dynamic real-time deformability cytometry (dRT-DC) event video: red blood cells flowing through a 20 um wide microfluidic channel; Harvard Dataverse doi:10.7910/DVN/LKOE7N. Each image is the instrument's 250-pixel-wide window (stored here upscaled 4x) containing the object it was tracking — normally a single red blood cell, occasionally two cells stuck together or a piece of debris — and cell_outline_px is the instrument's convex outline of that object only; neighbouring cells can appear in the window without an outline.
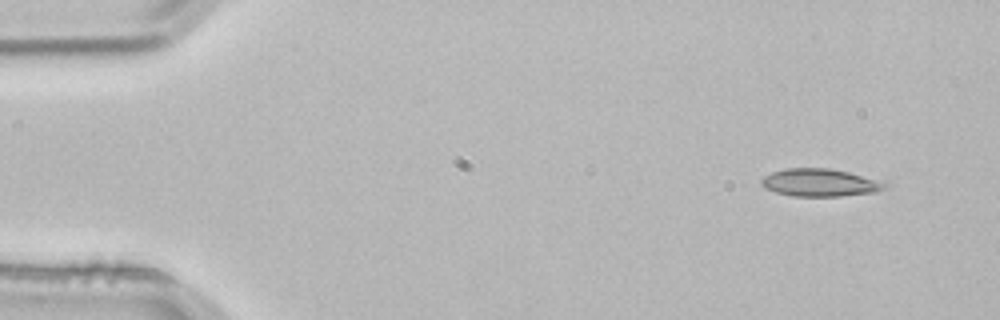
{"species": "common noctule bat (a hibernating species)", "species_latin": "Nyctalus noctula", "temperature_condition": "room temperature", "stored_images_in_passage": 4, "camera_frame_rate_fps": 3000, "um_per_image_px": 0.085, "animal": {"sex": "male", "body_mass_g": 21.5, "forearm_length_mm": 52.0}, "frame": {"image": 1, "passage_image": 1, "time_ms": 0.0, "image_size_px": [1000, 320], "cell_outline_px": [[892, 184], [888, 188], [876, 192], [840, 196], [792, 196], [776, 192], [764, 188], [760, 184], [760, 180], [764, 176], [772, 172], [784, 168], [828, 168], [888, 180]], "centroid_in_image_um": [69.81, 15.52], "position_along_channel_um": 15.2, "area_um2": 20.52}}